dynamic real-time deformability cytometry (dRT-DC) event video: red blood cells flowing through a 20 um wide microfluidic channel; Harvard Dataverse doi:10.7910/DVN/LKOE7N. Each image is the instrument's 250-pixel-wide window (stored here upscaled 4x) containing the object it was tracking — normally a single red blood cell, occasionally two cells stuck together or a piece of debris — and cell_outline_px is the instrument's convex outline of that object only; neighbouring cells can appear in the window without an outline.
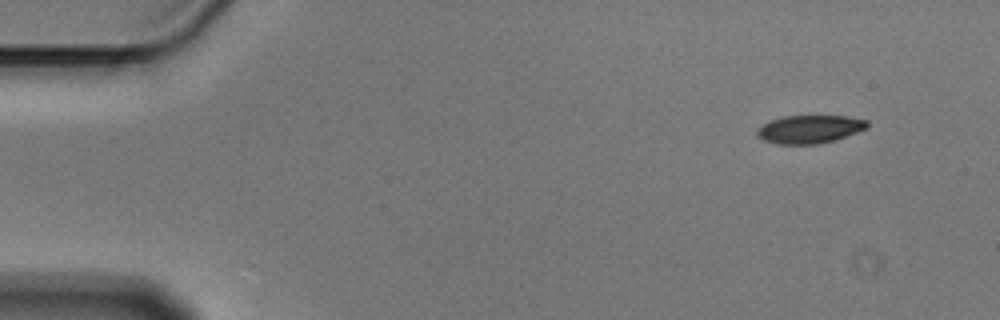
{"species": "Egyptian fruit bat (a non-hibernating species)", "species_latin": "Rousettus aegyptiacus", "temperature_condition": "cold", "stored_images_in_passage": 3, "camera_frame_rate_fps": 3000, "um_per_image_px": 0.085, "animal": {"sex": "male"}, "frame": {"image": 1, "passage_image": 1, "time_ms": 0.0, "image_size_px": [1000, 320], "cell_outline_px": [[868, 128], [836, 140], [820, 144], [776, 144], [764, 140], [756, 136], [756, 128], [772, 120], [784, 116], [848, 116], [868, 120]], "centroid_in_image_um": [68.83, 10.99], "position_along_channel_um": 16.2, "area_um2": 18.21}}